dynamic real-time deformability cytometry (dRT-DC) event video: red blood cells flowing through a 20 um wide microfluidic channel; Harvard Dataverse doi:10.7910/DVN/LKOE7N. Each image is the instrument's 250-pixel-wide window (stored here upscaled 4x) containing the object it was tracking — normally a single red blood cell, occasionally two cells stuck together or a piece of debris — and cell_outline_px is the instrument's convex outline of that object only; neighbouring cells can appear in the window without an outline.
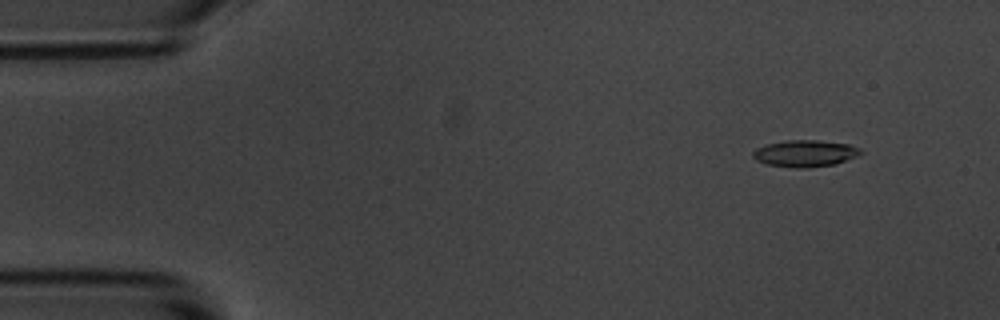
{"species": "common noctule bat (a hibernating species)", "species_latin": "Nyctalus noctula", "temperature_condition": "room temperature", "stored_images_in_passage": 55, "camera_frame_rate_fps": 3000, "um_per_image_px": 0.085, "animal": {"sex": "male", "body_mass_g": 20.1, "forearm_length_mm": 53.5}, "frame": {"image": 1, "passage_image": 5, "time_ms": 1.333, "image_size_px": [1000, 320], "cell_outline_px": [[864, 152], [856, 156], [836, 164], [808, 168], [796, 168], [768, 164], [756, 160], [752, 156], [752, 152], [756, 148], [764, 144], [788, 140], [816, 140], [848, 144], [860, 148]], "centroid_in_image_um": [68.42, 13.04], "position_along_channel_um": 16.6, "area_um2": 16.82}}
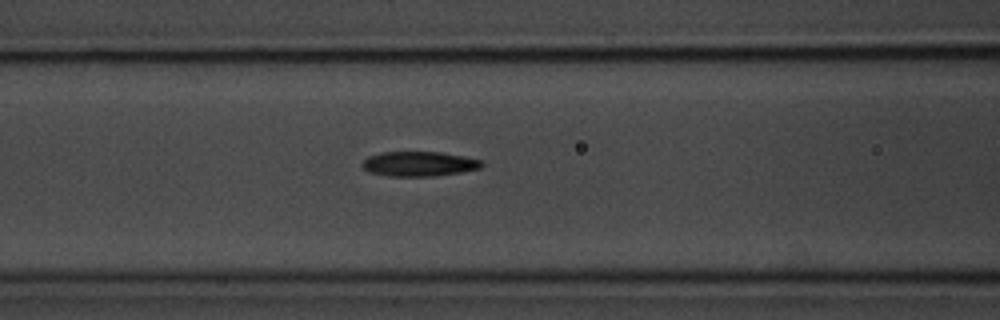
{"frame": {"image": 2, "passage_image": 22, "time_ms": 7.0, "image_size_px": [1000, 320], "cell_outline_px": [[484, 164], [480, 168], [460, 172], [436, 176], [388, 176], [368, 172], [360, 164], [368, 156], [380, 152], [440, 152], [464, 156], [484, 160]], "centroid_in_image_um": [35.62, 13.92], "position_along_channel_um": 131.0, "area_um2": 17.4}}
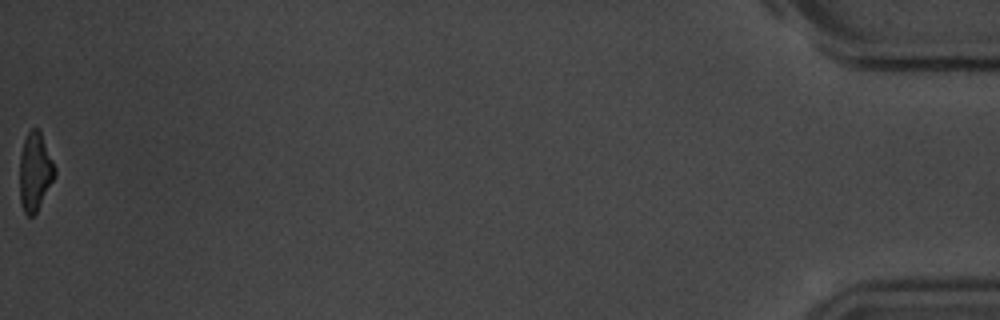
{"frame": {"image": 3, "passage_image": 55, "time_ms": 18.0, "image_size_px": [1000, 320], "cell_outline_px": [[56, 176], [36, 212], [32, 216], [28, 216], [24, 212], [20, 204], [20, 156], [24, 140], [28, 132], [32, 128], [36, 128], [40, 132], [56, 168]], "centroid_in_image_um": [2.98, 14.62], "position_along_channel_um": 432.2, "area_um2": 15.9}, "authors_computed_cell_mechanics": {"area_um2": 16.9932, "velocity_mm_per_s": 3.6645, "shape_relaxation_time_tau1_ms": 3.826, "shape_relaxation_time_tau2_ms": 3.7416, "deformation_change_tau1": 0.1974, "deformation_change_tau2": 0.1374}}